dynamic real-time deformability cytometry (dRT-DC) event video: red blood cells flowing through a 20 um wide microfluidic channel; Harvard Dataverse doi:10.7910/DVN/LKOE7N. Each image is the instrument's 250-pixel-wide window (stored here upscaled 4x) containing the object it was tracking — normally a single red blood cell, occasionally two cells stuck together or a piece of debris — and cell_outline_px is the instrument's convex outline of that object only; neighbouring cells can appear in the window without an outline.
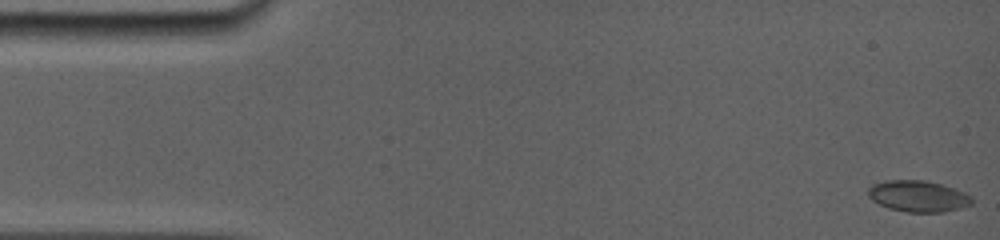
{"species": "common noctule bat (a hibernating species)", "species_latin": "Nyctalus noctula", "temperature_condition": "room temperature", "stored_images_in_passage": 27, "camera_frame_rate_fps": 5000, "um_per_image_px": 0.085, "animal": {"sex": "female", "body_mass_g": 19.0, "forearm_length_mm": 56.7}, "frame": {"image": 1, "passage_image": 1, "time_ms": 0.0, "image_size_px": [1000, 240], "cell_outline_px": [[972, 204], [960, 208], [944, 212], [908, 212], [888, 208], [872, 200], [868, 196], [868, 188], [872, 184], [888, 180], [924, 180], [940, 184], [964, 192], [972, 196]], "centroid_in_image_um": [78.03, 16.68], "position_along_channel_um": 7.0, "area_um2": 18.84}}
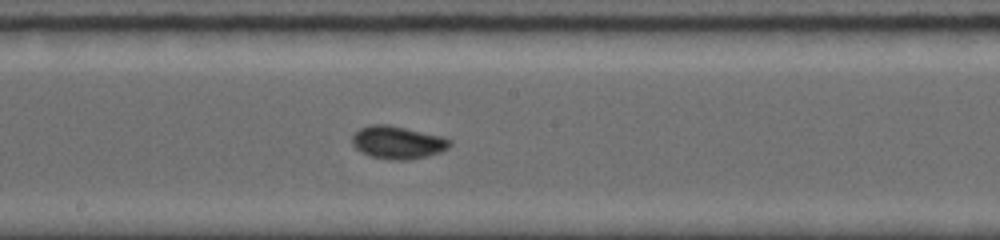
{"frame": {"image": 2, "passage_image": 15, "time_ms": 8.6, "image_size_px": [1000, 240], "cell_outline_px": [[452, 144], [448, 148], [440, 152], [428, 156], [408, 160], [392, 160], [368, 156], [360, 152], [352, 144], [352, 136], [360, 128], [368, 124], [388, 124], [444, 136], [452, 140]], "centroid_in_image_um": [33.81, 12.1], "position_along_channel_um": 214.4, "area_um2": 19.02}}
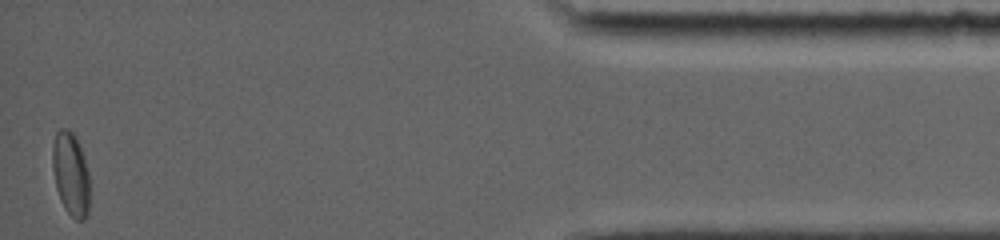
{"frame": {"image": 3, "passage_image": 27, "time_ms": 15.8, "image_size_px": [1000, 240], "cell_outline_px": [[88, 212], [84, 220], [76, 220], [64, 208], [60, 200], [56, 188], [52, 168], [52, 144], [56, 132], [60, 128], [68, 128], [76, 136], [88, 172]], "centroid_in_image_um": [5.98, 14.77], "position_along_channel_um": 429.2, "area_um2": 18.03}, "authors_computed_cell_mechanics": {"area_um2": 17.7446, "velocity_mm_per_s": 3.8533, "shape_relaxation_time_tau1_ms": 4.8917, "shape_relaxation_time_tau2_ms": 1.8296, "deformation_change_tau1": 0.1149, "deformation_change_tau2": 0.0377}}